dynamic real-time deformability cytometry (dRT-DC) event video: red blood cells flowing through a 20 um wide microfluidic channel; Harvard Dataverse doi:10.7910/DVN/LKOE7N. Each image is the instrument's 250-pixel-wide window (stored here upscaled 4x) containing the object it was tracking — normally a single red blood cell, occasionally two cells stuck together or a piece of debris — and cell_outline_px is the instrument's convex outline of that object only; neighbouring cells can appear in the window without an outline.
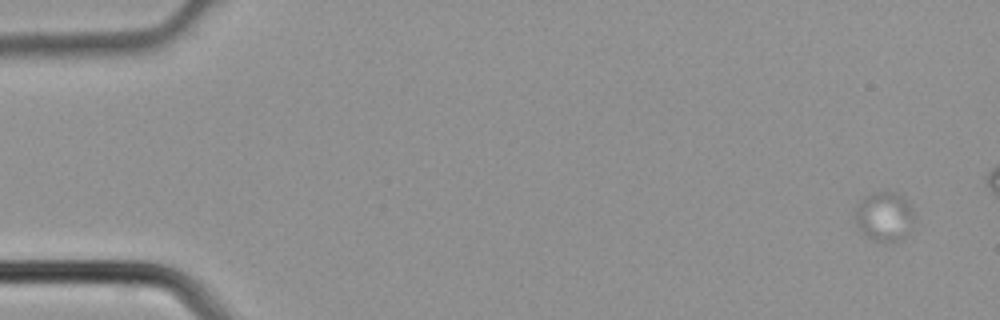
{"species": "common noctule bat (a hibernating species)", "species_latin": "Nyctalus noctula", "temperature_condition": "cold", "stored_images_in_passage": 4, "camera_frame_rate_fps": 3000, "um_per_image_px": 0.085, "animal": {"sex": "male", "body_mass_g": 21.5, "forearm_length_mm": 52.0}, "frame": {"image": 1, "passage_image": 1, "time_ms": 0.0, "image_size_px": [1000, 320], "cell_outline_px": [[912, 220], [900, 236], [896, 240], [872, 240], [860, 228], [856, 220], [856, 208], [864, 196], [876, 192], [892, 192], [900, 196], [912, 208]], "centroid_in_image_um": [75.1, 18.34], "position_along_channel_um": 9.9, "area_um2": 15.61}}